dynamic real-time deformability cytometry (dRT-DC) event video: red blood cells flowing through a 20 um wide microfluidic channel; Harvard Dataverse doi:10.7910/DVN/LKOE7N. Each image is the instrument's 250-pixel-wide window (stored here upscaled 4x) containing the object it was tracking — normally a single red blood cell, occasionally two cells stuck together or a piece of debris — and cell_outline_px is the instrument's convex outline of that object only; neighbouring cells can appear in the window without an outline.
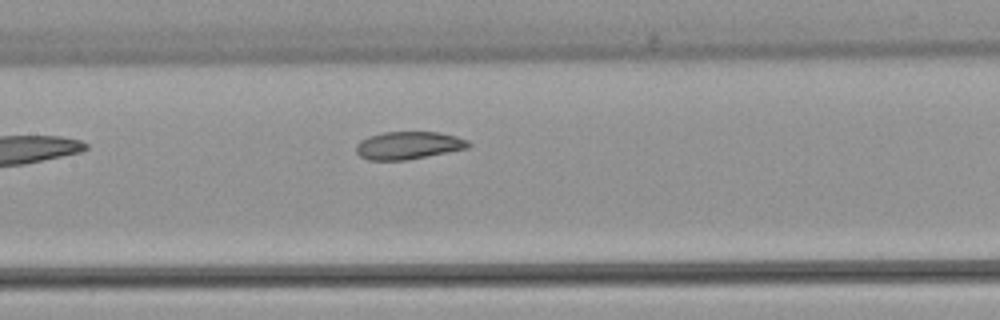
{"species": "common noctule bat (a hibernating species)", "species_latin": "Nyctalus noctula", "temperature_condition": "warm", "stored_images_in_passage": 6, "camera_frame_rate_fps": 3000, "um_per_image_px": 0.085, "animal": {"sex": "female", "body_mass_g": 22.7, "forearm_length_mm": 54.2}, "frame": {"image": 1, "passage_image": 6, "time_ms": 6.0, "image_size_px": [1000, 320], "cell_outline_px": [[472, 144], [468, 148], [408, 160], [368, 160], [360, 156], [356, 152], [356, 144], [360, 140], [368, 136], [384, 132], [440, 132], [456, 136], [468, 140]], "centroid_in_image_um": [34.71, 12.36], "position_along_channel_um": 172.7, "area_um2": 18.26}}